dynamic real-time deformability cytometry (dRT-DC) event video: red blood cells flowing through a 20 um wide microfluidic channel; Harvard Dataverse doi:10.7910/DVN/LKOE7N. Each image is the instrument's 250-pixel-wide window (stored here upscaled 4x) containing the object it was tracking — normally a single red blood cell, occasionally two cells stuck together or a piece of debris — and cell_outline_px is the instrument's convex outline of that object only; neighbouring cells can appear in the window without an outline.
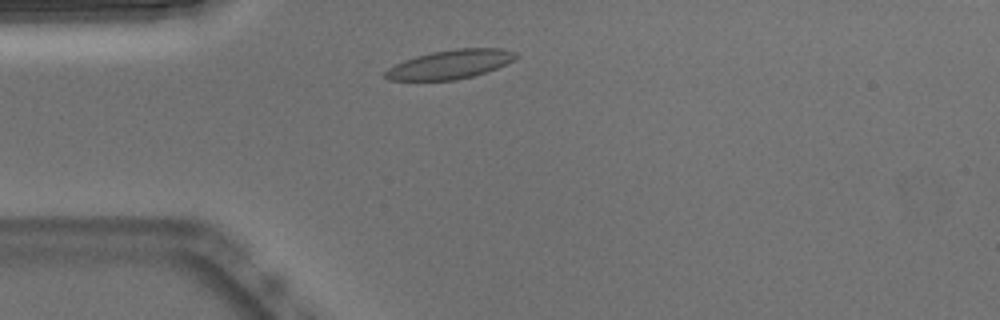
{"species": "Egyptian fruit bat (a non-hibernating species)", "species_latin": "Rousettus aegyptiacus", "temperature_condition": "warm", "stored_images_in_passage": 30, "camera_frame_rate_fps": 3000, "um_per_image_px": 0.085, "animal": {"sex": "male"}, "frame": {"image": 1, "passage_image": 1, "time_ms": 0.0, "image_size_px": [1000, 320], "cell_outline_px": [[520, 56], [496, 68], [472, 76], [452, 80], [388, 80], [384, 76], [384, 72], [388, 68], [404, 60], [416, 56], [432, 52], [456, 48], [500, 48], [516, 52]], "centroid_in_image_um": [38.25, 5.46], "position_along_channel_um": 46.7, "area_um2": 21.79}}
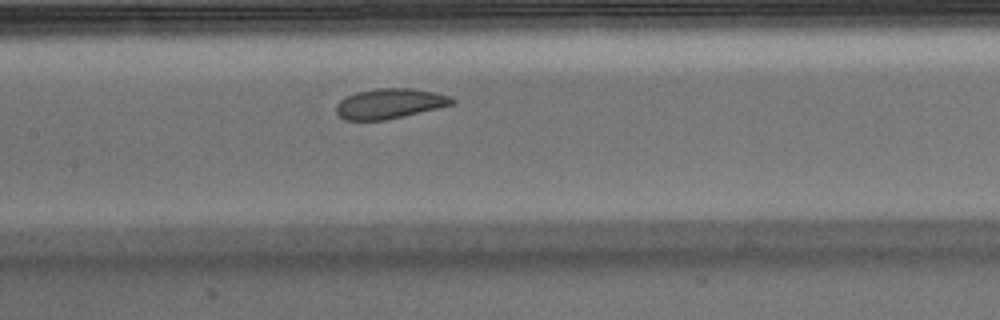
{"frame": {"image": 2, "passage_image": 12, "time_ms": 3.667, "image_size_px": [1000, 320], "cell_outline_px": [[456, 104], [404, 116], [384, 120], [344, 120], [336, 112], [336, 104], [340, 100], [356, 92], [376, 88], [412, 88], [432, 92], [448, 96], [456, 100]], "centroid_in_image_um": [33.12, 8.81], "position_along_channel_um": 174.3, "area_um2": 20.29}}
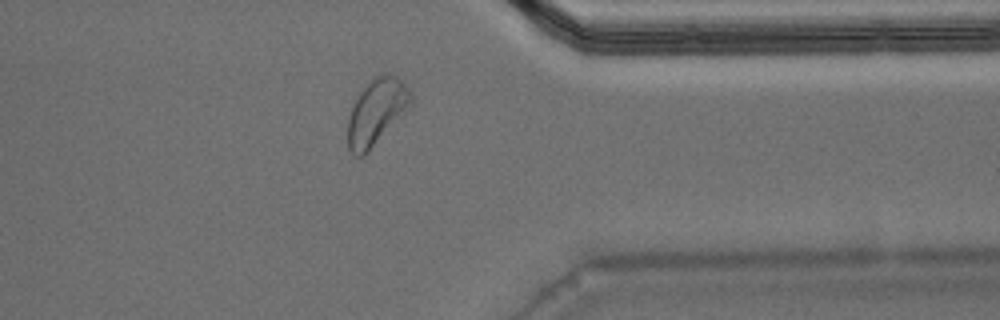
{"frame": {"image": 3, "passage_image": 29, "time_ms": 9.333, "image_size_px": [1000, 320], "cell_outline_px": [[412, 104], [368, 152], [364, 156], [356, 156], [348, 148], [348, 116], [352, 104], [368, 80], [376, 76], [396, 76], [404, 80], [412, 96]], "centroid_in_image_um": [31.99, 9.5], "position_along_channel_um": 379.4, "area_um2": 24.04}, "authors_computed_cell_mechanics": {"area_um2": 21.1548, "velocity_mm_per_s": 3.7906, "shape_relaxation_time_tau1_ms": 3.2717, "shape_relaxation_time_tau2_ms": 1.6403, "deformation_change_tau1": 0.1095, "deformation_change_tau2": 0.0869}}